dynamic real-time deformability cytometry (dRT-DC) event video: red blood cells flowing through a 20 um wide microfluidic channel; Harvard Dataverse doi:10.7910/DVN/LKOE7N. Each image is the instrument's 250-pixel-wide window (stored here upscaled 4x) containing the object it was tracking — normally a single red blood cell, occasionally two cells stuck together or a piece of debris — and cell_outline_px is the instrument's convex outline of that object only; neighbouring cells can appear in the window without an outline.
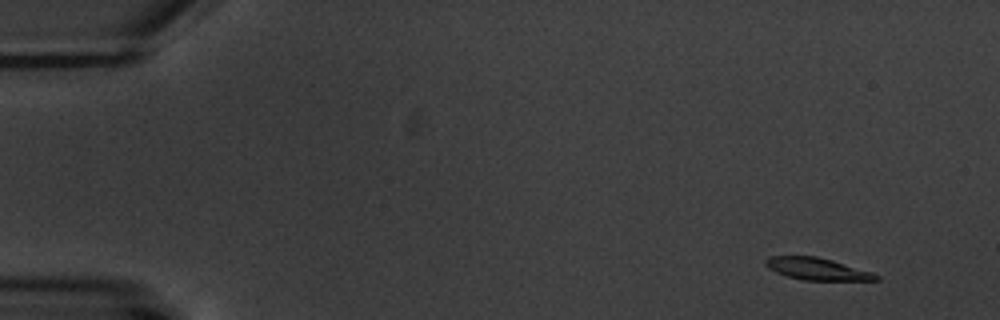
{"species": "common noctule bat (a hibernating species)", "species_latin": "Nyctalus noctula", "temperature_condition": "warm", "stored_images_in_passage": 4, "camera_frame_rate_fps": 3000, "um_per_image_px": 0.085, "animal": {"sex": "male", "body_mass_g": 20.1, "forearm_length_mm": 53.5}, "frame": {"image": 1, "passage_image": 1, "time_ms": 0.0, "image_size_px": [1000, 320], "cell_outline_px": [[880, 280], [804, 280], [788, 276], [776, 272], [768, 268], [764, 264], [764, 260], [768, 256], [816, 256], [832, 260], [872, 272], [880, 276]], "centroid_in_image_um": [69.43, 22.85], "position_along_channel_um": 15.6, "area_um2": 14.16}}
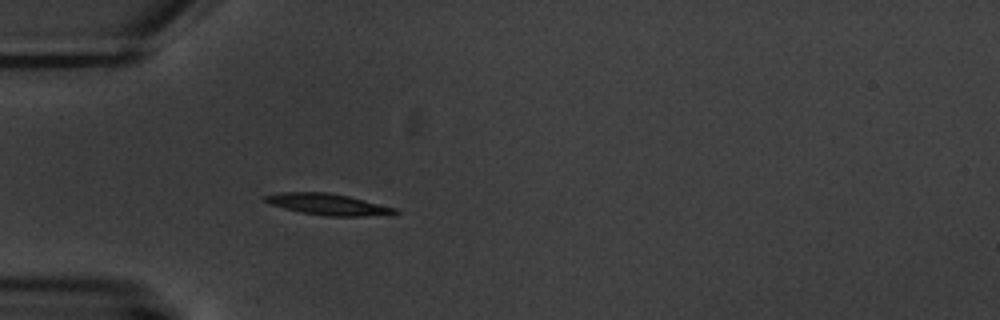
{"frame": {"image": 2, "passage_image": 4, "time_ms": 4.333, "image_size_px": [1000, 320], "cell_outline_px": [[400, 212], [360, 216], [324, 216], [300, 212], [268, 204], [264, 200], [264, 196], [276, 192], [328, 192], [348, 196], [396, 208]], "centroid_in_image_um": [27.77, 17.35], "position_along_channel_um": 57.2, "area_um2": 15.95}}